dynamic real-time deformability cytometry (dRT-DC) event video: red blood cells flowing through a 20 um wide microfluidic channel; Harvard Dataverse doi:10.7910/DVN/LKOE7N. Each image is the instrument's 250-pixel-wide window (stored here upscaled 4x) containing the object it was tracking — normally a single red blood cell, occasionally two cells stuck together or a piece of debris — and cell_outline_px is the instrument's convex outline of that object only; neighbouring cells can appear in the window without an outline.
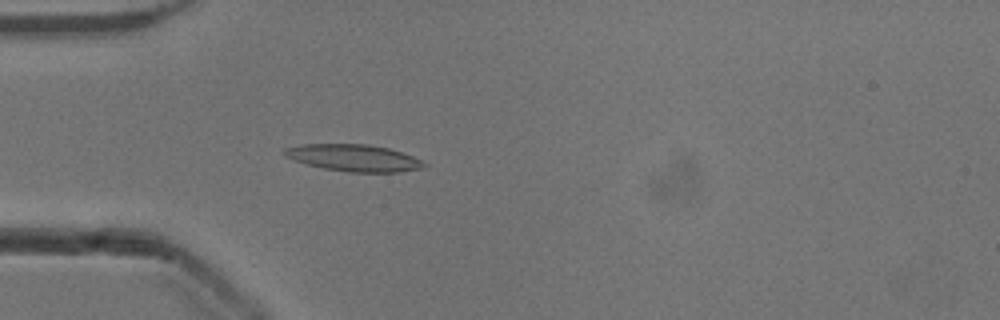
{"species": "common noctule bat (a hibernating species)", "species_latin": "Nyctalus noctula", "temperature_condition": "cold", "stored_images_in_passage": 42, "camera_frame_rate_fps": 3000, "um_per_image_px": 0.085, "animal": {"sex": "male", "body_mass_g": 13.3}, "frame": {"image": 1, "passage_image": 15, "time_ms": 4.667, "image_size_px": [1000, 320], "cell_outline_px": [[428, 164], [424, 168], [400, 172], [348, 172], [324, 168], [292, 160], [284, 156], [280, 152], [284, 148], [304, 144], [368, 144], [388, 148], [424, 160]], "centroid_in_image_um": [30.07, 13.42], "position_along_channel_um": 54.9, "area_um2": 22.02}}
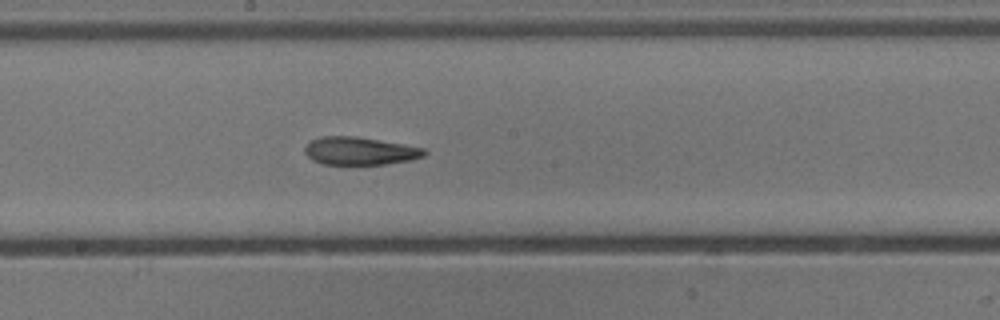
{"frame": {"image": 2, "passage_image": 28, "time_ms": 9.0, "image_size_px": [1000, 320], "cell_outline_px": [[428, 152], [424, 156], [408, 160], [384, 164], [324, 164], [312, 160], [304, 152], [304, 148], [312, 140], [320, 136], [356, 136], [404, 144], [424, 148]], "centroid_in_image_um": [30.58, 12.82], "position_along_channel_um": 217.6, "area_um2": 19.31}}
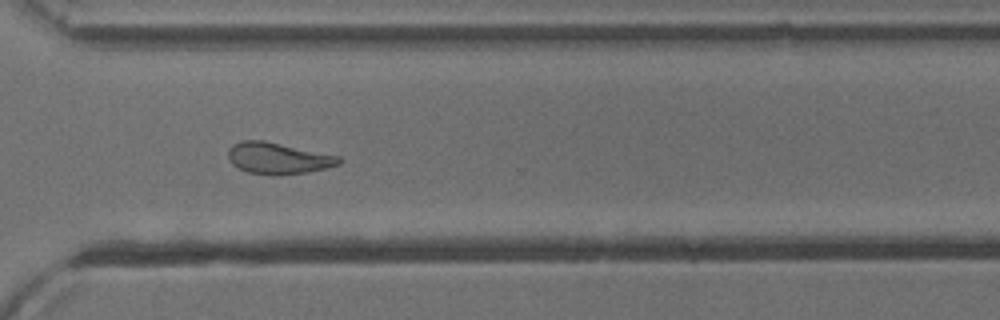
{"frame": {"image": 3, "passage_image": 38, "time_ms": 12.333, "image_size_px": [1000, 320], "cell_outline_px": [[344, 160], [340, 164], [324, 168], [304, 172], [272, 176], [248, 172], [232, 164], [228, 160], [228, 148], [232, 144], [240, 140], [264, 140], [340, 156]], "centroid_in_image_um": [23.61, 13.44], "position_along_channel_um": 347.0, "area_um2": 20.4}, "authors_computed_cell_mechanics": {"area_um2": 20.6635, "velocity_mm_per_s": 3.8988, "shape_relaxation_time_tau1_ms": 6.8665, "shape_relaxation_time_tau2_ms": 2.347, "deformation_change_tau1": 0.2059, "deformation_change_tau2": 0.1064}}